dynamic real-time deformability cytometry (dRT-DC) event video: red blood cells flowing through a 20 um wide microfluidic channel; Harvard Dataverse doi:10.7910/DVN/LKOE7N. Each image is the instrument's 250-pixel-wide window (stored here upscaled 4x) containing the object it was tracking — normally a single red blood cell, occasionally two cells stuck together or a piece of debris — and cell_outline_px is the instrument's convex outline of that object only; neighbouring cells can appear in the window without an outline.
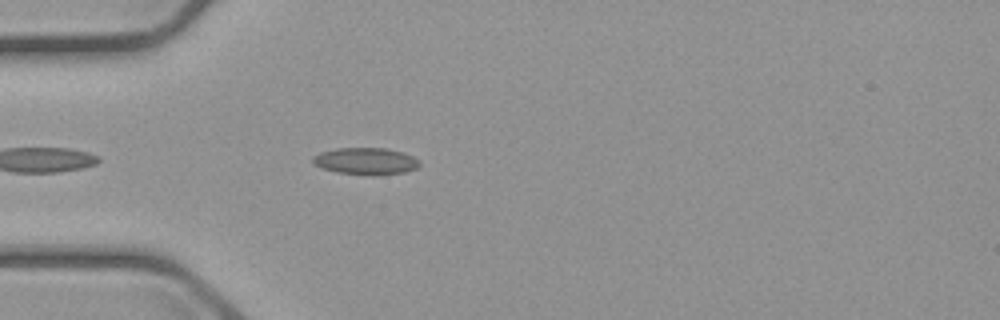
{"species": "common noctule bat (a hibernating species)", "species_latin": "Nyctalus noctula", "temperature_condition": "cold", "stored_images_in_passage": 3, "camera_frame_rate_fps": 3000, "um_per_image_px": 0.085, "animal": {"sex": "male", "body_mass_g": 23.1, "forearm_length_mm": 52.7}, "frame": {"image": 1, "passage_image": 3, "time_ms": 3.333, "image_size_px": [1000, 320], "cell_outline_px": [[420, 164], [416, 168], [404, 172], [372, 176], [336, 172], [324, 168], [316, 164], [312, 160], [312, 156], [320, 152], [336, 148], [388, 148], [404, 152], [420, 160]], "centroid_in_image_um": [31.11, 13.69], "position_along_channel_um": 53.9, "area_um2": 16.82}}